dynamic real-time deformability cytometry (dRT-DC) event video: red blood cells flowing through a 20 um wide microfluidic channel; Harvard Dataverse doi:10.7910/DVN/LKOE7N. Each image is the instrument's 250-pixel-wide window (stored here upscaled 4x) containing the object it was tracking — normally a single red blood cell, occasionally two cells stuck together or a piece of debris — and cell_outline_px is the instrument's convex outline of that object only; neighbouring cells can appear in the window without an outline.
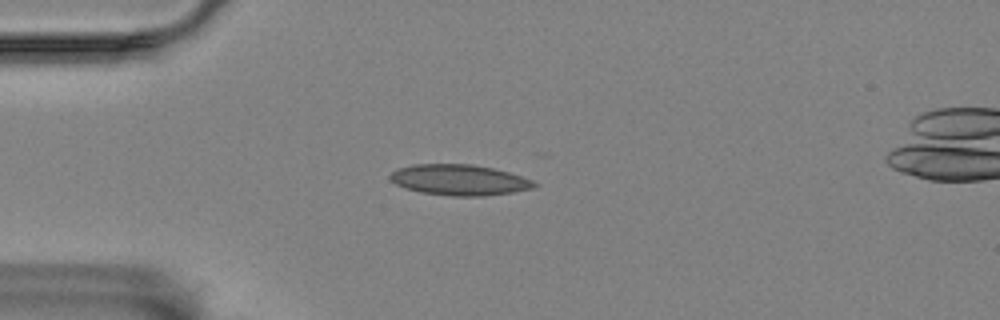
{"species": "Egyptian fruit bat (a non-hibernating species)", "species_latin": "Rousettus aegyptiacus", "temperature_condition": "room temperature", "stored_images_in_passage": 10, "camera_frame_rate_fps": 3000, "um_per_image_px": 0.085, "animal": {"sex": "female"}, "frame": {"image": 1, "passage_image": 1, "time_ms": 0.0, "image_size_px": [1000, 320], "cell_outline_px": [[540, 184], [532, 188], [512, 192], [484, 196], [448, 196], [420, 192], [404, 188], [396, 184], [388, 176], [392, 172], [400, 168], [412, 164], [472, 164], [492, 168], [508, 172], [532, 180]], "centroid_in_image_um": [39.03, 15.3], "position_along_channel_um": 46.0, "area_um2": 25.78}}
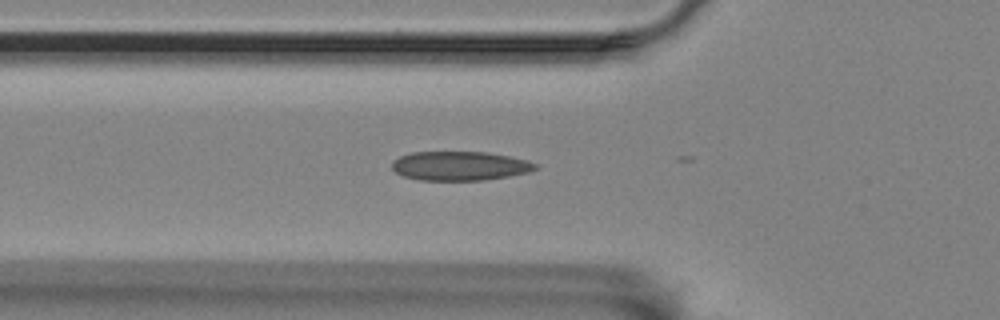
{"frame": {"image": 2, "passage_image": 6, "time_ms": 1.667, "image_size_px": [1000, 320], "cell_outline_px": [[540, 168], [528, 172], [508, 176], [484, 180], [420, 180], [404, 176], [396, 172], [392, 168], [392, 160], [400, 156], [412, 152], [488, 152], [528, 160], [536, 164]], "centroid_in_image_um": [39.09, 14.1], "position_along_channel_um": 86.7, "area_um2": 24.33}}
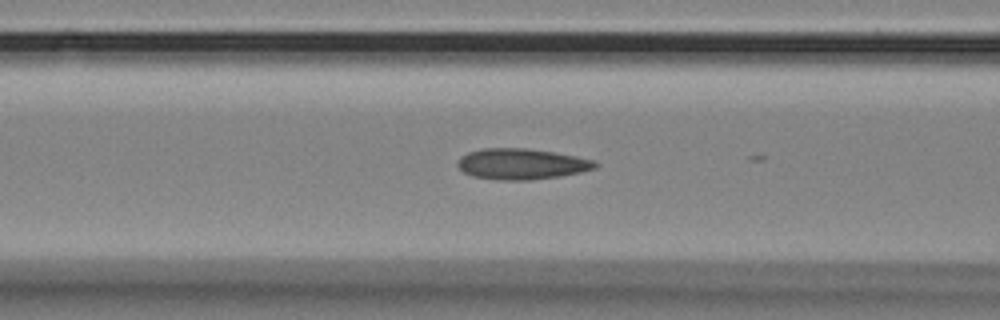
{"frame": {"image": 3, "passage_image": 9, "time_ms": 2.667, "image_size_px": [1000, 320], "cell_outline_px": [[600, 164], [596, 168], [580, 172], [560, 176], [532, 180], [496, 180], [472, 176], [464, 172], [456, 164], [460, 156], [468, 152], [484, 148], [524, 148], [552, 152], [576, 156], [592, 160]], "centroid_in_image_um": [44.31, 13.94], "position_along_channel_um": 122.3, "area_um2": 24.74}}